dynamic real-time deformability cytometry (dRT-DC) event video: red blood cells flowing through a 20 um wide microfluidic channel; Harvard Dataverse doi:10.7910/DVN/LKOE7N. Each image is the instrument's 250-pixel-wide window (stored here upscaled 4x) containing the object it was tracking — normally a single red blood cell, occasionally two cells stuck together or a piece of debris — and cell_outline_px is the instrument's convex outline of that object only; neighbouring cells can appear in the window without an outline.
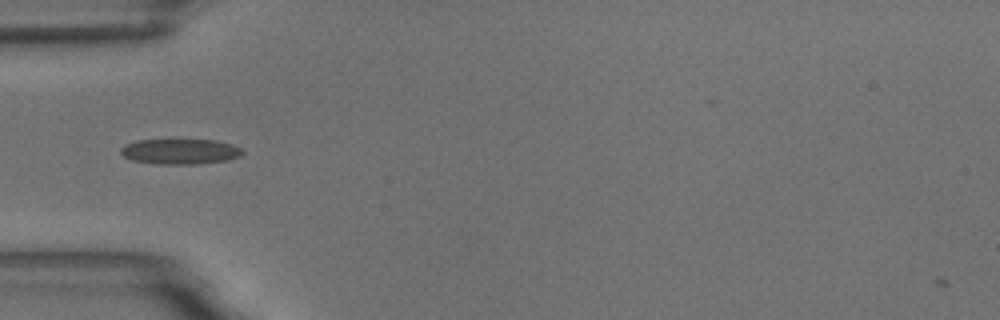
{"species": "common noctule bat (a hibernating species)", "species_latin": "Nyctalus noctula", "temperature_condition": "room temperature", "stored_images_in_passage": 40, "camera_frame_rate_fps": 3000, "um_per_image_px": 0.085, "animal": {"sex": "male", "body_mass_g": 18.8}, "frame": {"image": 1, "passage_image": 2, "time_ms": 0.333, "image_size_px": [1000, 320], "cell_outline_px": [[244, 152], [240, 156], [228, 160], [196, 164], [156, 164], [132, 160], [124, 156], [120, 152], [120, 148], [124, 144], [136, 140], [216, 140], [232, 144], [240, 148]], "centroid_in_image_um": [15.3, 12.88], "position_along_channel_um": 69.7, "area_um2": 18.03}}
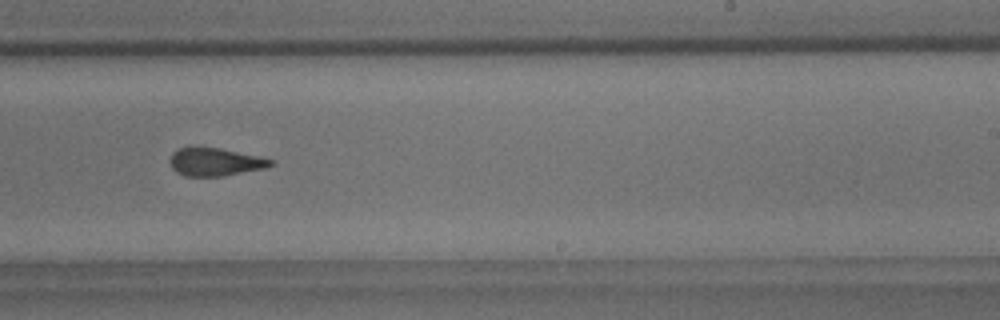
{"frame": {"image": 2, "passage_image": 19, "time_ms": 6.0, "image_size_px": [1000, 320], "cell_outline_px": [[276, 160], [272, 164], [264, 168], [224, 176], [184, 176], [176, 172], [172, 168], [168, 160], [172, 152], [188, 144], [192, 144], [220, 148]], "centroid_in_image_um": [18.2, 13.72], "position_along_channel_um": 270.8, "area_um2": 16.94}}
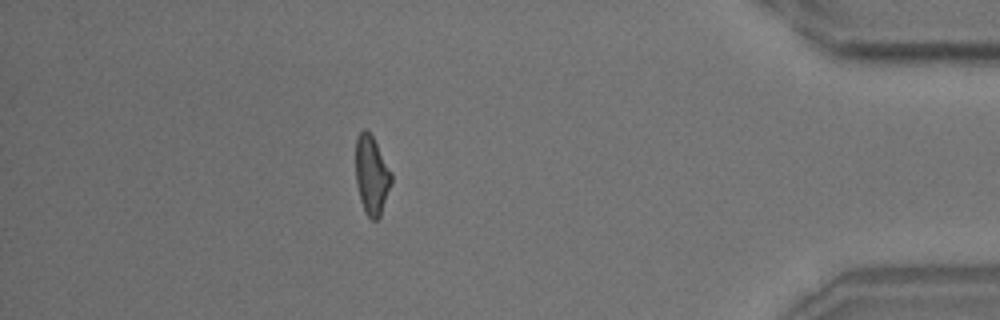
{"frame": {"image": 3, "passage_image": 34, "time_ms": 11.0, "image_size_px": [1000, 320], "cell_outline_px": [[392, 184], [380, 216], [376, 220], [372, 220], [364, 212], [360, 200], [356, 184], [356, 136], [364, 128], [372, 136], [392, 172]], "centroid_in_image_um": [31.59, 14.91], "position_along_channel_um": 403.6, "area_um2": 16.47}, "authors_computed_cell_mechanics": {"area_um2": 17.1955, "velocity_mm_per_s": 3.5327, "shape_relaxation_time_tau1_ms": 4.8736, "shape_relaxation_time_tau2_ms": 1.6002, "deformation_change_tau1": 0.1354, "deformation_change_tau2": 0.0879}}